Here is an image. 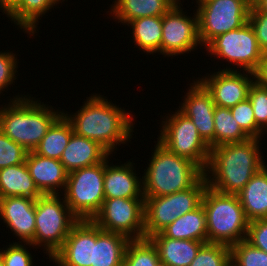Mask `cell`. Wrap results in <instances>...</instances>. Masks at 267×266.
<instances>
[{"label":"cell","mask_w":267,"mask_h":266,"mask_svg":"<svg viewBox=\"0 0 267 266\" xmlns=\"http://www.w3.org/2000/svg\"><path fill=\"white\" fill-rule=\"evenodd\" d=\"M104 97L95 93L86 97L76 113L62 111L76 135L98 142L113 155L118 145L131 142L135 119L131 110L127 112Z\"/></svg>","instance_id":"obj_1"},{"label":"cell","mask_w":267,"mask_h":266,"mask_svg":"<svg viewBox=\"0 0 267 266\" xmlns=\"http://www.w3.org/2000/svg\"><path fill=\"white\" fill-rule=\"evenodd\" d=\"M261 140L249 138L211 148L209 163L204 171L208 186L220 193L238 194L266 165L260 150Z\"/></svg>","instance_id":"obj_2"},{"label":"cell","mask_w":267,"mask_h":266,"mask_svg":"<svg viewBox=\"0 0 267 266\" xmlns=\"http://www.w3.org/2000/svg\"><path fill=\"white\" fill-rule=\"evenodd\" d=\"M35 98L30 94H15L14 98L8 99V104L0 105V130L27 151H34L48 129L63 114V111Z\"/></svg>","instance_id":"obj_3"},{"label":"cell","mask_w":267,"mask_h":266,"mask_svg":"<svg viewBox=\"0 0 267 266\" xmlns=\"http://www.w3.org/2000/svg\"><path fill=\"white\" fill-rule=\"evenodd\" d=\"M154 147L148 167L142 174L144 198L167 196L187 190L204 175L197 164L170 152L158 140Z\"/></svg>","instance_id":"obj_4"},{"label":"cell","mask_w":267,"mask_h":266,"mask_svg":"<svg viewBox=\"0 0 267 266\" xmlns=\"http://www.w3.org/2000/svg\"><path fill=\"white\" fill-rule=\"evenodd\" d=\"M207 221V243L231 247L245 240L249 220L237 194L220 193L206 187L202 203Z\"/></svg>","instance_id":"obj_5"},{"label":"cell","mask_w":267,"mask_h":266,"mask_svg":"<svg viewBox=\"0 0 267 266\" xmlns=\"http://www.w3.org/2000/svg\"><path fill=\"white\" fill-rule=\"evenodd\" d=\"M61 196L42 194L35 203L34 247H42L50 259L61 249L72 227L79 221Z\"/></svg>","instance_id":"obj_6"},{"label":"cell","mask_w":267,"mask_h":266,"mask_svg":"<svg viewBox=\"0 0 267 266\" xmlns=\"http://www.w3.org/2000/svg\"><path fill=\"white\" fill-rule=\"evenodd\" d=\"M62 196L79 220H92L105 200L104 160L68 173Z\"/></svg>","instance_id":"obj_7"},{"label":"cell","mask_w":267,"mask_h":266,"mask_svg":"<svg viewBox=\"0 0 267 266\" xmlns=\"http://www.w3.org/2000/svg\"><path fill=\"white\" fill-rule=\"evenodd\" d=\"M199 38L204 48L216 37L248 22L252 0H196Z\"/></svg>","instance_id":"obj_8"},{"label":"cell","mask_w":267,"mask_h":266,"mask_svg":"<svg viewBox=\"0 0 267 266\" xmlns=\"http://www.w3.org/2000/svg\"><path fill=\"white\" fill-rule=\"evenodd\" d=\"M172 113L166 114L160 123L162 126L158 141L170 152L193 161L205 171L209 163L210 147L200 137L190 118L179 110Z\"/></svg>","instance_id":"obj_9"},{"label":"cell","mask_w":267,"mask_h":266,"mask_svg":"<svg viewBox=\"0 0 267 266\" xmlns=\"http://www.w3.org/2000/svg\"><path fill=\"white\" fill-rule=\"evenodd\" d=\"M210 57L226 60L230 65L222 70L254 72L264 52L260 49L255 32L249 22L242 27L214 38L206 47ZM213 55V56H212ZM233 65L234 68H230ZM239 69H238V68ZM236 68V69H235Z\"/></svg>","instance_id":"obj_10"},{"label":"cell","mask_w":267,"mask_h":266,"mask_svg":"<svg viewBox=\"0 0 267 266\" xmlns=\"http://www.w3.org/2000/svg\"><path fill=\"white\" fill-rule=\"evenodd\" d=\"M92 221L102 230L120 233L130 240L145 238L144 199H105Z\"/></svg>","instance_id":"obj_11"},{"label":"cell","mask_w":267,"mask_h":266,"mask_svg":"<svg viewBox=\"0 0 267 266\" xmlns=\"http://www.w3.org/2000/svg\"><path fill=\"white\" fill-rule=\"evenodd\" d=\"M181 6L182 3H176L162 16L160 55L164 57L181 56L202 47L197 12L191 17Z\"/></svg>","instance_id":"obj_12"},{"label":"cell","mask_w":267,"mask_h":266,"mask_svg":"<svg viewBox=\"0 0 267 266\" xmlns=\"http://www.w3.org/2000/svg\"><path fill=\"white\" fill-rule=\"evenodd\" d=\"M213 72L197 79L211 93L215 106L231 108L248 98L249 89L254 83L252 72L221 68Z\"/></svg>","instance_id":"obj_13"},{"label":"cell","mask_w":267,"mask_h":266,"mask_svg":"<svg viewBox=\"0 0 267 266\" xmlns=\"http://www.w3.org/2000/svg\"><path fill=\"white\" fill-rule=\"evenodd\" d=\"M192 82L186 89L187 93H184L183 102L176 109L192 120L198 134L211 149L214 147L215 103L211 93L198 79Z\"/></svg>","instance_id":"obj_14"},{"label":"cell","mask_w":267,"mask_h":266,"mask_svg":"<svg viewBox=\"0 0 267 266\" xmlns=\"http://www.w3.org/2000/svg\"><path fill=\"white\" fill-rule=\"evenodd\" d=\"M93 244H96V224L92 220H79L61 249L49 260L56 266H91Z\"/></svg>","instance_id":"obj_15"},{"label":"cell","mask_w":267,"mask_h":266,"mask_svg":"<svg viewBox=\"0 0 267 266\" xmlns=\"http://www.w3.org/2000/svg\"><path fill=\"white\" fill-rule=\"evenodd\" d=\"M36 200L30 197L0 198V219L20 243L34 246Z\"/></svg>","instance_id":"obj_16"},{"label":"cell","mask_w":267,"mask_h":266,"mask_svg":"<svg viewBox=\"0 0 267 266\" xmlns=\"http://www.w3.org/2000/svg\"><path fill=\"white\" fill-rule=\"evenodd\" d=\"M109 154L104 159V196L111 198L144 199L142 178L137 175L135 163L129 160L124 164H109Z\"/></svg>","instance_id":"obj_17"},{"label":"cell","mask_w":267,"mask_h":266,"mask_svg":"<svg viewBox=\"0 0 267 266\" xmlns=\"http://www.w3.org/2000/svg\"><path fill=\"white\" fill-rule=\"evenodd\" d=\"M25 163L36 187L42 194L64 192L68 172L60 160L43 157L34 151H29Z\"/></svg>","instance_id":"obj_18"},{"label":"cell","mask_w":267,"mask_h":266,"mask_svg":"<svg viewBox=\"0 0 267 266\" xmlns=\"http://www.w3.org/2000/svg\"><path fill=\"white\" fill-rule=\"evenodd\" d=\"M110 153L98 142L72 134L60 162L68 173L102 162Z\"/></svg>","instance_id":"obj_19"},{"label":"cell","mask_w":267,"mask_h":266,"mask_svg":"<svg viewBox=\"0 0 267 266\" xmlns=\"http://www.w3.org/2000/svg\"><path fill=\"white\" fill-rule=\"evenodd\" d=\"M156 246L161 262L169 266H189L206 242L165 237L161 232L149 237Z\"/></svg>","instance_id":"obj_20"},{"label":"cell","mask_w":267,"mask_h":266,"mask_svg":"<svg viewBox=\"0 0 267 266\" xmlns=\"http://www.w3.org/2000/svg\"><path fill=\"white\" fill-rule=\"evenodd\" d=\"M113 3L107 13L124 26L134 19L163 16L176 4L174 0H114Z\"/></svg>","instance_id":"obj_21"},{"label":"cell","mask_w":267,"mask_h":266,"mask_svg":"<svg viewBox=\"0 0 267 266\" xmlns=\"http://www.w3.org/2000/svg\"><path fill=\"white\" fill-rule=\"evenodd\" d=\"M249 221L267 218V165L237 194Z\"/></svg>","instance_id":"obj_22"},{"label":"cell","mask_w":267,"mask_h":266,"mask_svg":"<svg viewBox=\"0 0 267 266\" xmlns=\"http://www.w3.org/2000/svg\"><path fill=\"white\" fill-rule=\"evenodd\" d=\"M129 241L123 234L105 231L96 225V244H93L91 266H123Z\"/></svg>","instance_id":"obj_23"},{"label":"cell","mask_w":267,"mask_h":266,"mask_svg":"<svg viewBox=\"0 0 267 266\" xmlns=\"http://www.w3.org/2000/svg\"><path fill=\"white\" fill-rule=\"evenodd\" d=\"M41 195L25 162L0 169V198L30 197L36 200Z\"/></svg>","instance_id":"obj_24"},{"label":"cell","mask_w":267,"mask_h":266,"mask_svg":"<svg viewBox=\"0 0 267 266\" xmlns=\"http://www.w3.org/2000/svg\"><path fill=\"white\" fill-rule=\"evenodd\" d=\"M65 0H20L19 3L6 15L10 21L22 29L23 33L31 35L37 33L39 19L52 10L57 4ZM41 17V18H40ZM30 35V36H29Z\"/></svg>","instance_id":"obj_25"},{"label":"cell","mask_w":267,"mask_h":266,"mask_svg":"<svg viewBox=\"0 0 267 266\" xmlns=\"http://www.w3.org/2000/svg\"><path fill=\"white\" fill-rule=\"evenodd\" d=\"M161 233L165 237L179 240H196L207 243L206 213L201 204L169 224Z\"/></svg>","instance_id":"obj_26"},{"label":"cell","mask_w":267,"mask_h":266,"mask_svg":"<svg viewBox=\"0 0 267 266\" xmlns=\"http://www.w3.org/2000/svg\"><path fill=\"white\" fill-rule=\"evenodd\" d=\"M132 29L133 43L138 50L146 54H160L162 39V16H151L134 19L126 24Z\"/></svg>","instance_id":"obj_27"},{"label":"cell","mask_w":267,"mask_h":266,"mask_svg":"<svg viewBox=\"0 0 267 266\" xmlns=\"http://www.w3.org/2000/svg\"><path fill=\"white\" fill-rule=\"evenodd\" d=\"M73 133L71 123L62 114L48 129L34 152L43 157L60 160Z\"/></svg>","instance_id":"obj_28"},{"label":"cell","mask_w":267,"mask_h":266,"mask_svg":"<svg viewBox=\"0 0 267 266\" xmlns=\"http://www.w3.org/2000/svg\"><path fill=\"white\" fill-rule=\"evenodd\" d=\"M145 238L161 232L173 222L170 195L144 198Z\"/></svg>","instance_id":"obj_29"},{"label":"cell","mask_w":267,"mask_h":266,"mask_svg":"<svg viewBox=\"0 0 267 266\" xmlns=\"http://www.w3.org/2000/svg\"><path fill=\"white\" fill-rule=\"evenodd\" d=\"M214 127V147L249 139L233 118L230 108L215 106Z\"/></svg>","instance_id":"obj_30"},{"label":"cell","mask_w":267,"mask_h":266,"mask_svg":"<svg viewBox=\"0 0 267 266\" xmlns=\"http://www.w3.org/2000/svg\"><path fill=\"white\" fill-rule=\"evenodd\" d=\"M207 186L206 177L203 175L191 188L170 194L173 208V222L180 216L193 211L201 205Z\"/></svg>","instance_id":"obj_31"},{"label":"cell","mask_w":267,"mask_h":266,"mask_svg":"<svg viewBox=\"0 0 267 266\" xmlns=\"http://www.w3.org/2000/svg\"><path fill=\"white\" fill-rule=\"evenodd\" d=\"M159 261L158 250L149 238L128 242L123 266H156Z\"/></svg>","instance_id":"obj_32"},{"label":"cell","mask_w":267,"mask_h":266,"mask_svg":"<svg viewBox=\"0 0 267 266\" xmlns=\"http://www.w3.org/2000/svg\"><path fill=\"white\" fill-rule=\"evenodd\" d=\"M231 262L229 246L205 243L189 266H227Z\"/></svg>","instance_id":"obj_33"},{"label":"cell","mask_w":267,"mask_h":266,"mask_svg":"<svg viewBox=\"0 0 267 266\" xmlns=\"http://www.w3.org/2000/svg\"><path fill=\"white\" fill-rule=\"evenodd\" d=\"M231 262L236 266H267V253L246 239L230 247Z\"/></svg>","instance_id":"obj_34"},{"label":"cell","mask_w":267,"mask_h":266,"mask_svg":"<svg viewBox=\"0 0 267 266\" xmlns=\"http://www.w3.org/2000/svg\"><path fill=\"white\" fill-rule=\"evenodd\" d=\"M230 111L242 131L249 138L262 139L261 137L265 133L256 125L253 107L248 98L231 107Z\"/></svg>","instance_id":"obj_35"},{"label":"cell","mask_w":267,"mask_h":266,"mask_svg":"<svg viewBox=\"0 0 267 266\" xmlns=\"http://www.w3.org/2000/svg\"><path fill=\"white\" fill-rule=\"evenodd\" d=\"M35 249L31 243L13 242L0 249L5 266H33V255L28 247ZM31 246V247H30Z\"/></svg>","instance_id":"obj_36"},{"label":"cell","mask_w":267,"mask_h":266,"mask_svg":"<svg viewBox=\"0 0 267 266\" xmlns=\"http://www.w3.org/2000/svg\"><path fill=\"white\" fill-rule=\"evenodd\" d=\"M28 152L0 130V169L24 163Z\"/></svg>","instance_id":"obj_37"},{"label":"cell","mask_w":267,"mask_h":266,"mask_svg":"<svg viewBox=\"0 0 267 266\" xmlns=\"http://www.w3.org/2000/svg\"><path fill=\"white\" fill-rule=\"evenodd\" d=\"M248 99L253 107L256 125L267 134V88L254 82L249 89Z\"/></svg>","instance_id":"obj_38"},{"label":"cell","mask_w":267,"mask_h":266,"mask_svg":"<svg viewBox=\"0 0 267 266\" xmlns=\"http://www.w3.org/2000/svg\"><path fill=\"white\" fill-rule=\"evenodd\" d=\"M19 59L13 51H0V94L9 89L17 78ZM10 85V86H9ZM8 88V89H7ZM3 91V92H2Z\"/></svg>","instance_id":"obj_39"},{"label":"cell","mask_w":267,"mask_h":266,"mask_svg":"<svg viewBox=\"0 0 267 266\" xmlns=\"http://www.w3.org/2000/svg\"><path fill=\"white\" fill-rule=\"evenodd\" d=\"M248 22L255 32L260 49L267 53V12L259 11L251 4Z\"/></svg>","instance_id":"obj_40"},{"label":"cell","mask_w":267,"mask_h":266,"mask_svg":"<svg viewBox=\"0 0 267 266\" xmlns=\"http://www.w3.org/2000/svg\"><path fill=\"white\" fill-rule=\"evenodd\" d=\"M246 240L267 253V218L249 222Z\"/></svg>","instance_id":"obj_41"},{"label":"cell","mask_w":267,"mask_h":266,"mask_svg":"<svg viewBox=\"0 0 267 266\" xmlns=\"http://www.w3.org/2000/svg\"><path fill=\"white\" fill-rule=\"evenodd\" d=\"M254 82L259 86L267 88V53L263 54L257 68L253 72Z\"/></svg>","instance_id":"obj_42"},{"label":"cell","mask_w":267,"mask_h":266,"mask_svg":"<svg viewBox=\"0 0 267 266\" xmlns=\"http://www.w3.org/2000/svg\"><path fill=\"white\" fill-rule=\"evenodd\" d=\"M20 0H0V10L4 15H7L18 3Z\"/></svg>","instance_id":"obj_43"},{"label":"cell","mask_w":267,"mask_h":266,"mask_svg":"<svg viewBox=\"0 0 267 266\" xmlns=\"http://www.w3.org/2000/svg\"><path fill=\"white\" fill-rule=\"evenodd\" d=\"M252 4L259 11L267 12V0H252Z\"/></svg>","instance_id":"obj_44"},{"label":"cell","mask_w":267,"mask_h":266,"mask_svg":"<svg viewBox=\"0 0 267 266\" xmlns=\"http://www.w3.org/2000/svg\"><path fill=\"white\" fill-rule=\"evenodd\" d=\"M156 266H169V265H167L166 263H163V262L159 261V262L156 264Z\"/></svg>","instance_id":"obj_45"},{"label":"cell","mask_w":267,"mask_h":266,"mask_svg":"<svg viewBox=\"0 0 267 266\" xmlns=\"http://www.w3.org/2000/svg\"><path fill=\"white\" fill-rule=\"evenodd\" d=\"M0 266H5L4 262H3V259H2V256H1V253H0Z\"/></svg>","instance_id":"obj_46"},{"label":"cell","mask_w":267,"mask_h":266,"mask_svg":"<svg viewBox=\"0 0 267 266\" xmlns=\"http://www.w3.org/2000/svg\"><path fill=\"white\" fill-rule=\"evenodd\" d=\"M227 266H236V265L230 262Z\"/></svg>","instance_id":"obj_47"},{"label":"cell","mask_w":267,"mask_h":266,"mask_svg":"<svg viewBox=\"0 0 267 266\" xmlns=\"http://www.w3.org/2000/svg\"><path fill=\"white\" fill-rule=\"evenodd\" d=\"M176 3H180L181 4V0H174Z\"/></svg>","instance_id":"obj_48"}]
</instances>
